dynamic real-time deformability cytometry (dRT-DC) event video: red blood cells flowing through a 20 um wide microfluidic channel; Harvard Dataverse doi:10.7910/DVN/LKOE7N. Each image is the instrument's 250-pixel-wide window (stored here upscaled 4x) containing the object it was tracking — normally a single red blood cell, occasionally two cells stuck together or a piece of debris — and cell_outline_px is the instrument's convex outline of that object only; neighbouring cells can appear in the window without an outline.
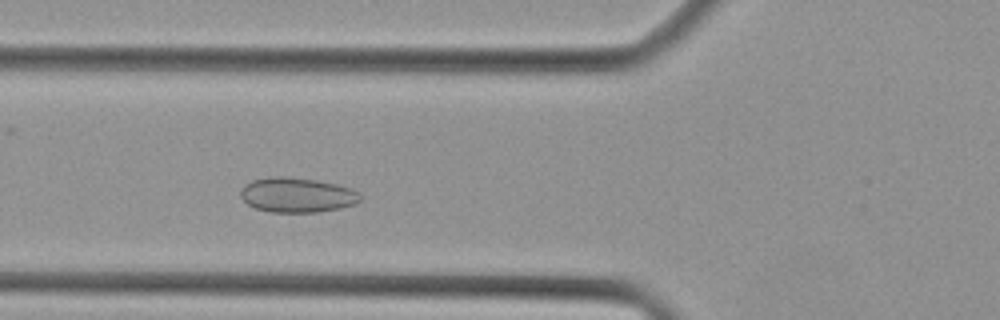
{"species": "Egyptian fruit bat (a non-hibernating species)", "species_latin": "Rousettus aegyptiacus", "temperature_condition": "cold", "stored_images_in_passage": 38, "camera_frame_rate_fps": 3000, "um_per_image_px": 0.085, "animal": {"sex": "female"}, "frame": {"image": 1, "passage_image": 9, "time_ms": 2.667, "image_size_px": [1000, 320], "cell_outline_px": [[364, 196], [356, 204], [340, 208], [316, 212], [272, 212], [256, 208], [248, 204], [240, 196], [240, 192], [244, 184], [252, 180], [272, 176], [284, 176], [316, 180], [336, 184], [352, 188], [360, 192]], "centroid_in_image_um": [25.28, 16.57], "position_along_channel_um": 100.5, "area_um2": 24.45}}
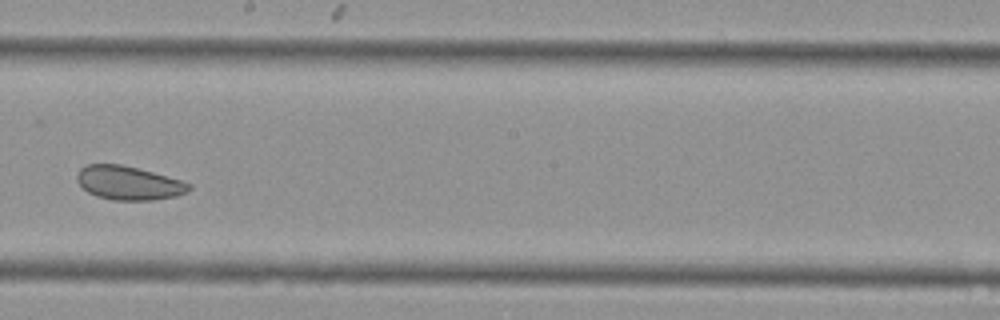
{"frame": {"image": 2, "passage_image": 18, "time_ms": 5.667, "image_size_px": [1000, 320], "cell_outline_px": [[192, 188], [188, 192], [176, 196], [152, 200], [112, 200], [96, 196], [88, 192], [76, 180], [76, 176], [80, 168], [88, 164], [120, 164], [152, 172], [180, 180], [192, 184]], "centroid_in_image_um": [10.93, 15.56], "position_along_channel_um": 237.3, "area_um2": 21.96}}
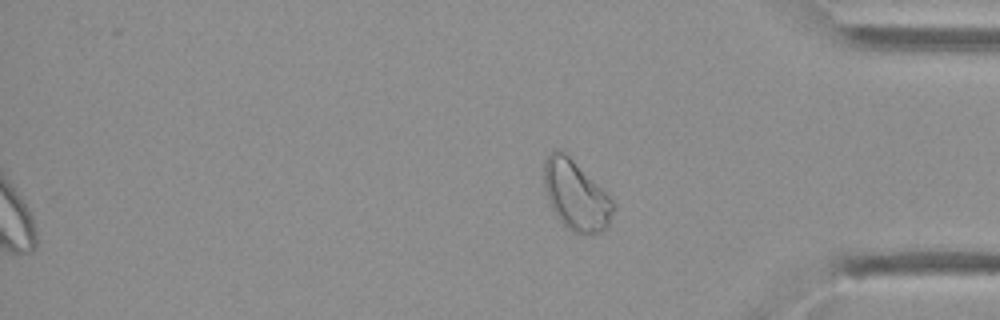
{"frame": {"image": 3, "passage_image": 38, "time_ms": 12.333, "image_size_px": [1000, 320], "cell_outline_px": [[612, 212], [608, 224], [600, 232], [572, 232], [556, 216], [548, 200], [544, 188], [544, 160], [556, 148], [564, 148], [568, 152], [612, 200]], "centroid_in_image_um": [48.89, 16.51], "position_along_channel_um": 386.3, "area_um2": 27.74}}